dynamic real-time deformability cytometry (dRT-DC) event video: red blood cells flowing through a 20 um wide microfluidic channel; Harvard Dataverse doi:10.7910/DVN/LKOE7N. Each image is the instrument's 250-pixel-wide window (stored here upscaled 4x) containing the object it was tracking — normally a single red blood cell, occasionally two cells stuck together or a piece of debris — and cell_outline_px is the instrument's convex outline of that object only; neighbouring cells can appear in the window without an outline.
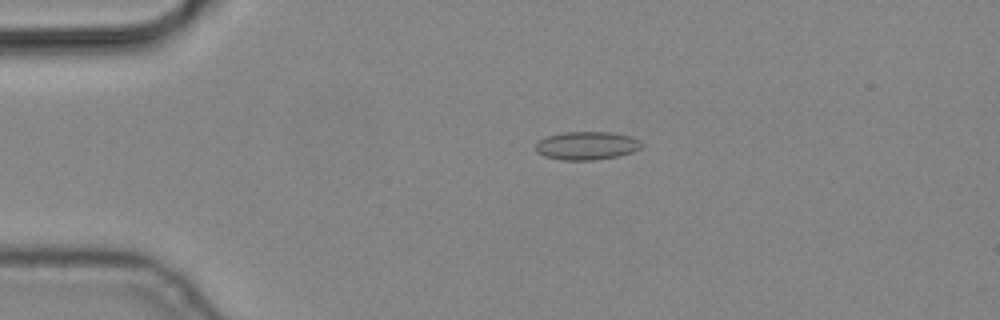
{"species": "common noctule bat (a hibernating species)", "species_latin": "Nyctalus noctula", "temperature_condition": "cold", "stored_images_in_passage": 5, "camera_frame_rate_fps": 3000, "um_per_image_px": 0.085, "animal": {"sex": "male", "body_mass_g": 19.2, "forearm_length_mm": 51.8}, "frame": {"image": 1, "passage_image": 2, "time_ms": 0.333, "image_size_px": [1000, 320], "cell_outline_px": [[640, 148], [632, 152], [616, 156], [592, 160], [560, 160], [544, 156], [536, 152], [536, 144], [540, 140], [548, 136], [564, 132], [612, 132], [628, 136], [640, 140]], "centroid_in_image_um": [49.84, 12.38], "position_along_channel_um": 35.2, "area_um2": 17.22}}
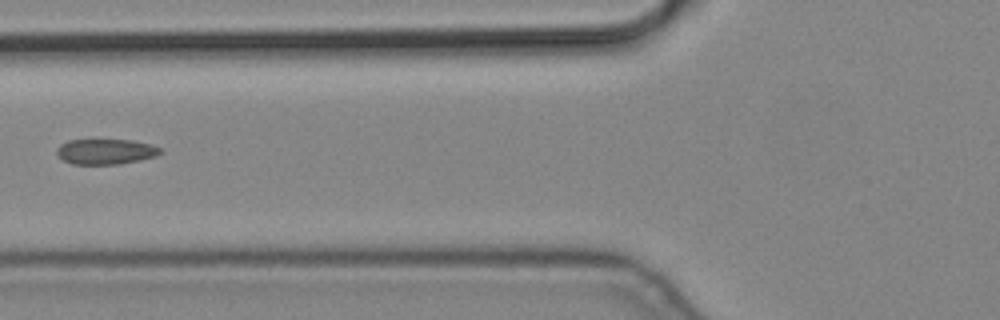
{"frame": {"image": 2, "passage_image": 4, "time_ms": 1.0, "image_size_px": [1000, 320], "cell_outline_px": [[164, 152], [156, 156], [140, 160], [116, 164], [72, 164], [64, 160], [56, 152], [56, 148], [60, 144], [68, 140], [132, 140], [152, 144], [160, 148]], "centroid_in_image_um": [9.01, 12.88], "position_along_channel_um": 116.8, "area_um2": 15.32}}
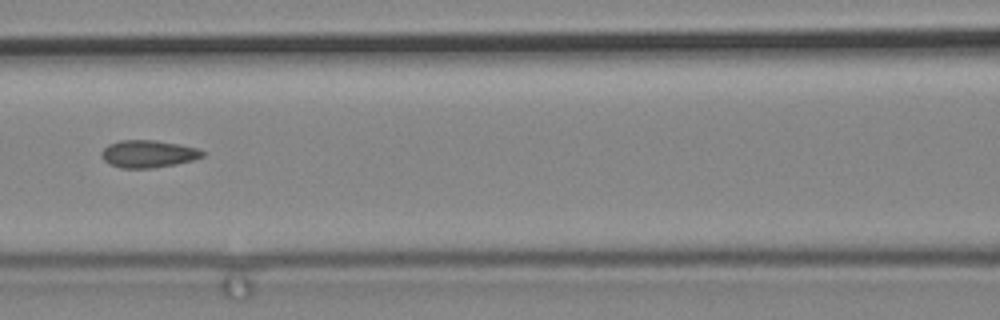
{"frame": {"image": 3, "passage_image": 5, "time_ms": 1.333, "image_size_px": [1000, 320], "cell_outline_px": [[204, 156], [192, 160], [176, 164], [152, 168], [120, 168], [108, 164], [100, 156], [100, 152], [108, 144], [120, 140], [156, 140], [180, 144], [196, 148], [204, 152]], "centroid_in_image_um": [12.55, 13.08], "position_along_channel_um": 154.0, "area_um2": 16.24}}